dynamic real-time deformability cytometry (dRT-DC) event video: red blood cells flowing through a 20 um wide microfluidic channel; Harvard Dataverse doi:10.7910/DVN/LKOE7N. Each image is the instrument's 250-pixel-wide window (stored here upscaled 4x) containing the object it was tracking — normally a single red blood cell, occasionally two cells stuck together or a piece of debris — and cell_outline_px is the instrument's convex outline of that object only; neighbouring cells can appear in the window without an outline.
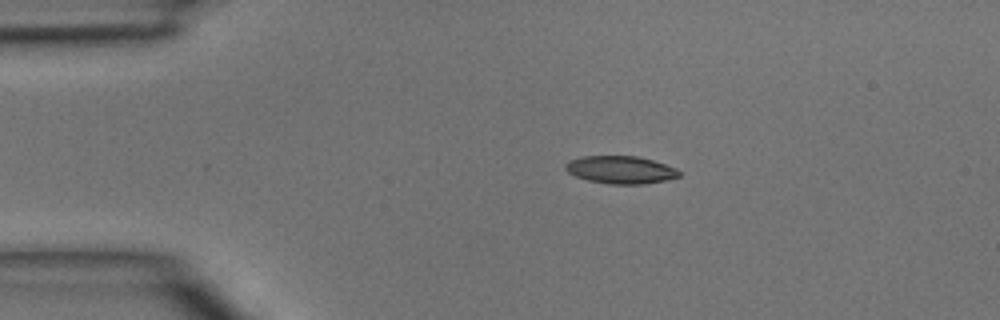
{"species": "common noctule bat (a hibernating species)", "species_latin": "Nyctalus noctula", "temperature_condition": "room temperature", "stored_images_in_passage": 2, "camera_frame_rate_fps": 3000, "um_per_image_px": 0.085, "animal": {"sex": "male", "body_mass_g": 15.6}, "frame": {"image": 1, "passage_image": 2, "time_ms": 0.333, "image_size_px": [1000, 320], "cell_outline_px": [[680, 176], [668, 180], [644, 184], [612, 184], [588, 180], [576, 176], [568, 172], [564, 168], [564, 164], [568, 160], [584, 156], [636, 156], [652, 160], [676, 168], [680, 172]], "centroid_in_image_um": [52.74, 14.43], "position_along_channel_um": 32.3, "area_um2": 18.32}}